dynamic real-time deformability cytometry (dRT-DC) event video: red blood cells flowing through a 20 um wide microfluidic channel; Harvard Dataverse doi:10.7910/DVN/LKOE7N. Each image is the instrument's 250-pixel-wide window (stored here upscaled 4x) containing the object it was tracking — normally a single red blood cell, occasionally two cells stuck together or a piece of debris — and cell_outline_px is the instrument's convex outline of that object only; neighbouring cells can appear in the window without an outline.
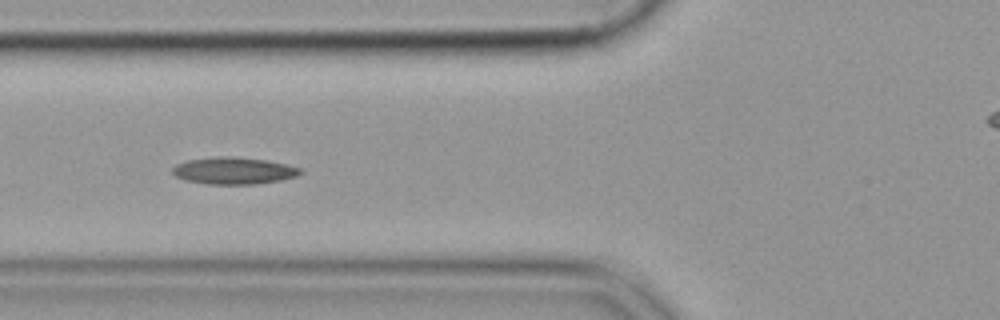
{"species": "common noctule bat (a hibernating species)", "species_latin": "Nyctalus noctula", "temperature_condition": "cold", "stored_images_in_passage": 34, "camera_frame_rate_fps": 3000, "um_per_image_px": 0.085, "animal": {"sex": "female", "body_mass_g": 19.9}, "frame": {"image": 1, "passage_image": 6, "time_ms": 1.667, "image_size_px": [1000, 320], "cell_outline_px": [[304, 172], [296, 176], [280, 180], [252, 184], [208, 184], [184, 180], [176, 176], [172, 172], [172, 168], [176, 164], [188, 160], [216, 156], [236, 156], [268, 160], [300, 168]], "centroid_in_image_um": [19.85, 14.5], "position_along_channel_um": 106.0, "area_um2": 20.11}}